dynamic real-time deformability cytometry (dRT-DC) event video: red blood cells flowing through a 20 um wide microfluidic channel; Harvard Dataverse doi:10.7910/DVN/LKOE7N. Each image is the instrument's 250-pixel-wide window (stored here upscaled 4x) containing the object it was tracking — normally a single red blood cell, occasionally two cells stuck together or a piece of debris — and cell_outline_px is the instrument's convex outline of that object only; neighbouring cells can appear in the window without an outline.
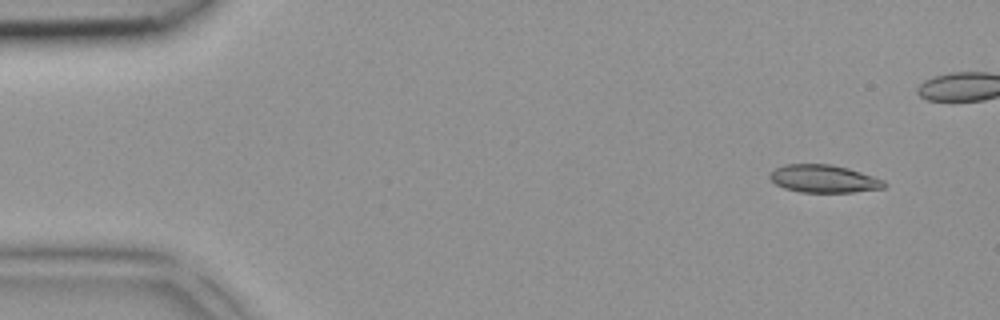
{"species": "common noctule bat (a hibernating species)", "species_latin": "Nyctalus noctula", "temperature_condition": "room temperature", "stored_images_in_passage": 4, "camera_frame_rate_fps": 3000, "um_per_image_px": 0.085, "animal": {"sex": "female", "body_mass_g": 18.4}, "frame": {"image": 1, "passage_image": 1, "time_ms": 0.0, "image_size_px": [1000, 320], "cell_outline_px": [[888, 184], [884, 188], [852, 192], [800, 192], [784, 188], [776, 184], [768, 176], [776, 168], [784, 164], [832, 164], [848, 168], [884, 180]], "centroid_in_image_um": [70.03, 15.19], "position_along_channel_um": 15.0, "area_um2": 18.44}}
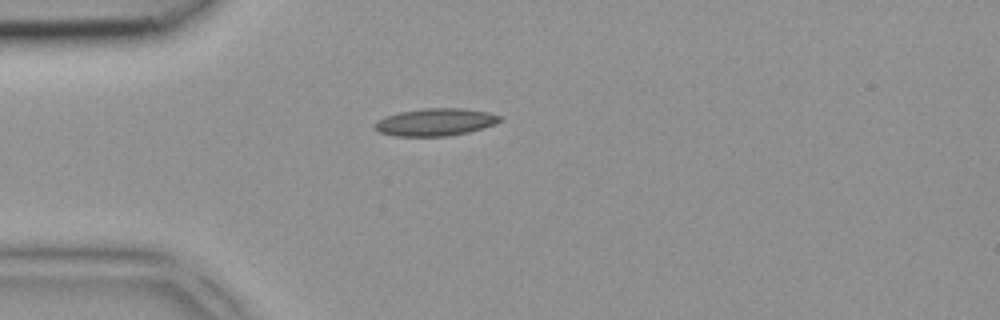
{"frame": {"image": 2, "passage_image": 4, "time_ms": 1.0, "image_size_px": [1000, 320], "cell_outline_px": [[500, 120], [492, 124], [468, 132], [448, 136], [392, 136], [380, 132], [376, 128], [376, 124], [380, 120], [388, 116], [400, 112], [424, 108], [464, 108], [488, 112], [500, 116]], "centroid_in_image_um": [37.01, 10.38], "position_along_channel_um": 48.0, "area_um2": 19.54}}